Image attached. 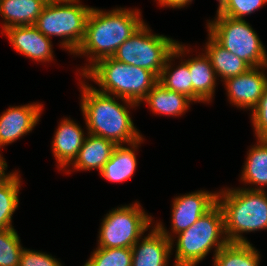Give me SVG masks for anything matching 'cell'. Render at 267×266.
Returning a JSON list of instances; mask_svg holds the SVG:
<instances>
[{"label":"cell","mask_w":267,"mask_h":266,"mask_svg":"<svg viewBox=\"0 0 267 266\" xmlns=\"http://www.w3.org/2000/svg\"><path fill=\"white\" fill-rule=\"evenodd\" d=\"M140 9L116 7L112 10L92 7L86 21L82 43L73 54L86 57L85 66L77 68L82 76L98 60L112 57L119 46L145 22ZM79 70V71H78Z\"/></svg>","instance_id":"cell-1"},{"label":"cell","mask_w":267,"mask_h":266,"mask_svg":"<svg viewBox=\"0 0 267 266\" xmlns=\"http://www.w3.org/2000/svg\"><path fill=\"white\" fill-rule=\"evenodd\" d=\"M79 78V106L88 134L105 138L116 145L134 143L143 137L130 113V109L139 107L138 104L100 92L83 76Z\"/></svg>","instance_id":"cell-2"},{"label":"cell","mask_w":267,"mask_h":266,"mask_svg":"<svg viewBox=\"0 0 267 266\" xmlns=\"http://www.w3.org/2000/svg\"><path fill=\"white\" fill-rule=\"evenodd\" d=\"M217 203L224 214L229 243H250L243 234L267 230V191L240 187L221 188Z\"/></svg>","instance_id":"cell-3"},{"label":"cell","mask_w":267,"mask_h":266,"mask_svg":"<svg viewBox=\"0 0 267 266\" xmlns=\"http://www.w3.org/2000/svg\"><path fill=\"white\" fill-rule=\"evenodd\" d=\"M228 243L224 214L220 205L216 203L191 227L171 239L172 255L175 252L173 265L197 266L211 252L214 258L215 254Z\"/></svg>","instance_id":"cell-4"},{"label":"cell","mask_w":267,"mask_h":266,"mask_svg":"<svg viewBox=\"0 0 267 266\" xmlns=\"http://www.w3.org/2000/svg\"><path fill=\"white\" fill-rule=\"evenodd\" d=\"M98 91L132 101L139 106L158 82L151 71L117 61L113 57L98 60L83 75Z\"/></svg>","instance_id":"cell-5"},{"label":"cell","mask_w":267,"mask_h":266,"mask_svg":"<svg viewBox=\"0 0 267 266\" xmlns=\"http://www.w3.org/2000/svg\"><path fill=\"white\" fill-rule=\"evenodd\" d=\"M91 8L80 0L52 1L44 6L34 26L47 38L59 37V48L73 55L83 41Z\"/></svg>","instance_id":"cell-6"},{"label":"cell","mask_w":267,"mask_h":266,"mask_svg":"<svg viewBox=\"0 0 267 266\" xmlns=\"http://www.w3.org/2000/svg\"><path fill=\"white\" fill-rule=\"evenodd\" d=\"M137 200L113 208L102 218L96 247L132 248L154 225V218Z\"/></svg>","instance_id":"cell-7"},{"label":"cell","mask_w":267,"mask_h":266,"mask_svg":"<svg viewBox=\"0 0 267 266\" xmlns=\"http://www.w3.org/2000/svg\"><path fill=\"white\" fill-rule=\"evenodd\" d=\"M207 33L250 67L267 65V50L252 25L227 16L206 20Z\"/></svg>","instance_id":"cell-8"},{"label":"cell","mask_w":267,"mask_h":266,"mask_svg":"<svg viewBox=\"0 0 267 266\" xmlns=\"http://www.w3.org/2000/svg\"><path fill=\"white\" fill-rule=\"evenodd\" d=\"M177 40L163 34H154L148 23L128 38L112 56L117 61L145 68L159 77Z\"/></svg>","instance_id":"cell-9"},{"label":"cell","mask_w":267,"mask_h":266,"mask_svg":"<svg viewBox=\"0 0 267 266\" xmlns=\"http://www.w3.org/2000/svg\"><path fill=\"white\" fill-rule=\"evenodd\" d=\"M196 190L173 198L171 205V231L160 220L154 223L171 240L175 235L191 227L203 214L217 203L218 191ZM170 231V232H169Z\"/></svg>","instance_id":"cell-10"},{"label":"cell","mask_w":267,"mask_h":266,"mask_svg":"<svg viewBox=\"0 0 267 266\" xmlns=\"http://www.w3.org/2000/svg\"><path fill=\"white\" fill-rule=\"evenodd\" d=\"M232 106L252 111L259 103L267 84V65L249 68L246 72L222 82Z\"/></svg>","instance_id":"cell-11"},{"label":"cell","mask_w":267,"mask_h":266,"mask_svg":"<svg viewBox=\"0 0 267 266\" xmlns=\"http://www.w3.org/2000/svg\"><path fill=\"white\" fill-rule=\"evenodd\" d=\"M44 105L39 102L9 106L0 114V148L31 133L40 121Z\"/></svg>","instance_id":"cell-12"},{"label":"cell","mask_w":267,"mask_h":266,"mask_svg":"<svg viewBox=\"0 0 267 266\" xmlns=\"http://www.w3.org/2000/svg\"><path fill=\"white\" fill-rule=\"evenodd\" d=\"M1 34L25 58L46 64L55 60L52 39L47 38L34 25L8 27Z\"/></svg>","instance_id":"cell-13"},{"label":"cell","mask_w":267,"mask_h":266,"mask_svg":"<svg viewBox=\"0 0 267 266\" xmlns=\"http://www.w3.org/2000/svg\"><path fill=\"white\" fill-rule=\"evenodd\" d=\"M87 134L71 117L61 118L51 141V152L59 171H64L74 161Z\"/></svg>","instance_id":"cell-14"},{"label":"cell","mask_w":267,"mask_h":266,"mask_svg":"<svg viewBox=\"0 0 267 266\" xmlns=\"http://www.w3.org/2000/svg\"><path fill=\"white\" fill-rule=\"evenodd\" d=\"M131 250V266H168L172 255L171 240L155 224L132 246Z\"/></svg>","instance_id":"cell-15"},{"label":"cell","mask_w":267,"mask_h":266,"mask_svg":"<svg viewBox=\"0 0 267 266\" xmlns=\"http://www.w3.org/2000/svg\"><path fill=\"white\" fill-rule=\"evenodd\" d=\"M186 54H189L187 65L189 66L192 81V101L195 103H212L215 90L218 85L217 77L211 65L210 59L203 50L193 57L191 46L186 44ZM191 56V57H190Z\"/></svg>","instance_id":"cell-16"},{"label":"cell","mask_w":267,"mask_h":266,"mask_svg":"<svg viewBox=\"0 0 267 266\" xmlns=\"http://www.w3.org/2000/svg\"><path fill=\"white\" fill-rule=\"evenodd\" d=\"M116 146L110 140L87 134L77 157L63 172L68 175L74 171L97 170L100 173Z\"/></svg>","instance_id":"cell-17"},{"label":"cell","mask_w":267,"mask_h":266,"mask_svg":"<svg viewBox=\"0 0 267 266\" xmlns=\"http://www.w3.org/2000/svg\"><path fill=\"white\" fill-rule=\"evenodd\" d=\"M186 45L178 41L174 51L168 56L158 82L165 88L183 94L192 100V81L189 66L187 65ZM179 59L178 64L175 60ZM176 65V66H175Z\"/></svg>","instance_id":"cell-18"},{"label":"cell","mask_w":267,"mask_h":266,"mask_svg":"<svg viewBox=\"0 0 267 266\" xmlns=\"http://www.w3.org/2000/svg\"><path fill=\"white\" fill-rule=\"evenodd\" d=\"M144 140L143 136L134 143L117 145L110 159L100 171L101 177L113 183H123L132 179L138 165L136 152L139 151Z\"/></svg>","instance_id":"cell-19"},{"label":"cell","mask_w":267,"mask_h":266,"mask_svg":"<svg viewBox=\"0 0 267 266\" xmlns=\"http://www.w3.org/2000/svg\"><path fill=\"white\" fill-rule=\"evenodd\" d=\"M247 151L241 175V188L266 190L267 188V139L256 138V143ZM247 185H249L247 187Z\"/></svg>","instance_id":"cell-20"},{"label":"cell","mask_w":267,"mask_h":266,"mask_svg":"<svg viewBox=\"0 0 267 266\" xmlns=\"http://www.w3.org/2000/svg\"><path fill=\"white\" fill-rule=\"evenodd\" d=\"M147 103L149 110L155 115L179 117L186 114L193 101L187 96L171 91L157 82L141 104Z\"/></svg>","instance_id":"cell-21"},{"label":"cell","mask_w":267,"mask_h":266,"mask_svg":"<svg viewBox=\"0 0 267 266\" xmlns=\"http://www.w3.org/2000/svg\"><path fill=\"white\" fill-rule=\"evenodd\" d=\"M45 5L42 0H0L1 33L8 27L34 25Z\"/></svg>","instance_id":"cell-22"},{"label":"cell","mask_w":267,"mask_h":266,"mask_svg":"<svg viewBox=\"0 0 267 266\" xmlns=\"http://www.w3.org/2000/svg\"><path fill=\"white\" fill-rule=\"evenodd\" d=\"M202 49L210 59L218 80L238 76L251 68L244 60L219 45L209 34ZM205 49V50H204Z\"/></svg>","instance_id":"cell-23"},{"label":"cell","mask_w":267,"mask_h":266,"mask_svg":"<svg viewBox=\"0 0 267 266\" xmlns=\"http://www.w3.org/2000/svg\"><path fill=\"white\" fill-rule=\"evenodd\" d=\"M260 252L252 243H228L213 258V266H259Z\"/></svg>","instance_id":"cell-24"},{"label":"cell","mask_w":267,"mask_h":266,"mask_svg":"<svg viewBox=\"0 0 267 266\" xmlns=\"http://www.w3.org/2000/svg\"><path fill=\"white\" fill-rule=\"evenodd\" d=\"M19 172L0 185V230L14 228L12 217L19 208V193L22 186Z\"/></svg>","instance_id":"cell-25"},{"label":"cell","mask_w":267,"mask_h":266,"mask_svg":"<svg viewBox=\"0 0 267 266\" xmlns=\"http://www.w3.org/2000/svg\"><path fill=\"white\" fill-rule=\"evenodd\" d=\"M131 248L96 247L82 266H131Z\"/></svg>","instance_id":"cell-26"},{"label":"cell","mask_w":267,"mask_h":266,"mask_svg":"<svg viewBox=\"0 0 267 266\" xmlns=\"http://www.w3.org/2000/svg\"><path fill=\"white\" fill-rule=\"evenodd\" d=\"M23 248L15 228L0 230V266H19Z\"/></svg>","instance_id":"cell-27"},{"label":"cell","mask_w":267,"mask_h":266,"mask_svg":"<svg viewBox=\"0 0 267 266\" xmlns=\"http://www.w3.org/2000/svg\"><path fill=\"white\" fill-rule=\"evenodd\" d=\"M254 137L267 139V84L258 105L250 113Z\"/></svg>","instance_id":"cell-28"},{"label":"cell","mask_w":267,"mask_h":266,"mask_svg":"<svg viewBox=\"0 0 267 266\" xmlns=\"http://www.w3.org/2000/svg\"><path fill=\"white\" fill-rule=\"evenodd\" d=\"M267 0H229L227 12L223 16L245 20V17L258 11Z\"/></svg>","instance_id":"cell-29"},{"label":"cell","mask_w":267,"mask_h":266,"mask_svg":"<svg viewBox=\"0 0 267 266\" xmlns=\"http://www.w3.org/2000/svg\"><path fill=\"white\" fill-rule=\"evenodd\" d=\"M19 266H63V264L49 253L23 248Z\"/></svg>","instance_id":"cell-30"},{"label":"cell","mask_w":267,"mask_h":266,"mask_svg":"<svg viewBox=\"0 0 267 266\" xmlns=\"http://www.w3.org/2000/svg\"><path fill=\"white\" fill-rule=\"evenodd\" d=\"M161 8L182 9L192 4L193 0H155Z\"/></svg>","instance_id":"cell-31"},{"label":"cell","mask_w":267,"mask_h":266,"mask_svg":"<svg viewBox=\"0 0 267 266\" xmlns=\"http://www.w3.org/2000/svg\"><path fill=\"white\" fill-rule=\"evenodd\" d=\"M7 168H8L7 162L0 150V185L8 181L17 172V170L15 171L11 170V172L9 171L7 173L6 172L8 170Z\"/></svg>","instance_id":"cell-32"},{"label":"cell","mask_w":267,"mask_h":266,"mask_svg":"<svg viewBox=\"0 0 267 266\" xmlns=\"http://www.w3.org/2000/svg\"><path fill=\"white\" fill-rule=\"evenodd\" d=\"M218 2V7L216 10V14L214 18L219 16H223L227 12V7L229 4V0H216Z\"/></svg>","instance_id":"cell-33"},{"label":"cell","mask_w":267,"mask_h":266,"mask_svg":"<svg viewBox=\"0 0 267 266\" xmlns=\"http://www.w3.org/2000/svg\"><path fill=\"white\" fill-rule=\"evenodd\" d=\"M42 1H44L47 4V3H50V2L56 1V0H42Z\"/></svg>","instance_id":"cell-34"}]
</instances>
